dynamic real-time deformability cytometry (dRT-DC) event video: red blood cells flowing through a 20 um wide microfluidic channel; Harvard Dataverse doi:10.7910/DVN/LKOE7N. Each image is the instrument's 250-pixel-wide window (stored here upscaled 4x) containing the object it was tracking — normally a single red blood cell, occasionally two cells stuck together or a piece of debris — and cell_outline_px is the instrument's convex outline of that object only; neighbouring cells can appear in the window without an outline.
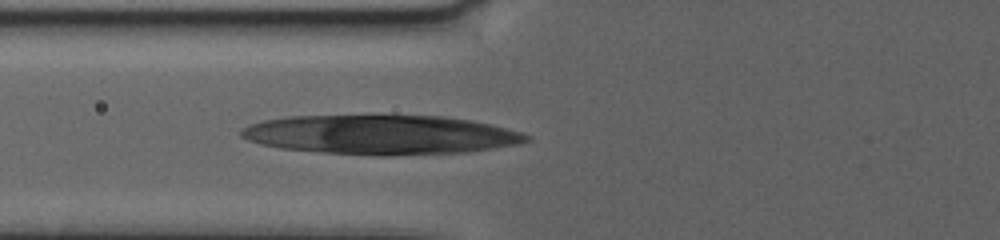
{"species": "human", "species_latin": "Homo sapiens", "temperature_condition": "warm", "stored_images_in_passage": 34, "camera_frame_rate_fps": 3000, "um_per_image_px": 0.085, "donor": {"sex": "female"}, "frame": {"image": 1, "passage_image": 34, "time_ms": 9.333, "image_size_px": [1000, 240], "cell_outline_px": [[532, 140], [520, 144], [496, 148], [468, 152], [388, 156], [380, 156], [320, 152], [280, 148], [260, 144], [248, 140], [240, 136], [240, 132], [244, 128], [252, 124], [264, 120], [288, 116], [444, 116], [472, 120], [520, 132], [532, 136]], "centroid_in_image_um": [32.42, 11.46], "position_along_channel_um": 93.4, "area_um2": 65.49}}